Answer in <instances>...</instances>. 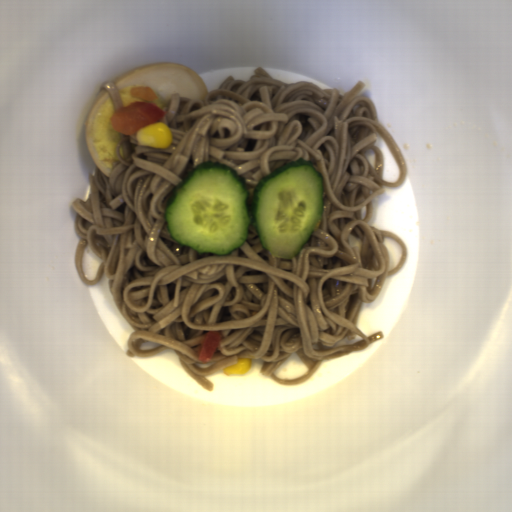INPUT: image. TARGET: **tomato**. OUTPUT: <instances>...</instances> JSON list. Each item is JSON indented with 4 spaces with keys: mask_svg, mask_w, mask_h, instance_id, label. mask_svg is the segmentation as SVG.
<instances>
[{
    "mask_svg": "<svg viewBox=\"0 0 512 512\" xmlns=\"http://www.w3.org/2000/svg\"><path fill=\"white\" fill-rule=\"evenodd\" d=\"M221 338L222 334L217 331H209L205 335L198 354V358L201 362H210L221 342Z\"/></svg>",
    "mask_w": 512,
    "mask_h": 512,
    "instance_id": "tomato-2",
    "label": "tomato"
},
{
    "mask_svg": "<svg viewBox=\"0 0 512 512\" xmlns=\"http://www.w3.org/2000/svg\"><path fill=\"white\" fill-rule=\"evenodd\" d=\"M159 106L153 102L135 101L127 107L114 110L110 118L111 128L123 135H135L140 129L160 122L166 116Z\"/></svg>",
    "mask_w": 512,
    "mask_h": 512,
    "instance_id": "tomato-1",
    "label": "tomato"
}]
</instances>
